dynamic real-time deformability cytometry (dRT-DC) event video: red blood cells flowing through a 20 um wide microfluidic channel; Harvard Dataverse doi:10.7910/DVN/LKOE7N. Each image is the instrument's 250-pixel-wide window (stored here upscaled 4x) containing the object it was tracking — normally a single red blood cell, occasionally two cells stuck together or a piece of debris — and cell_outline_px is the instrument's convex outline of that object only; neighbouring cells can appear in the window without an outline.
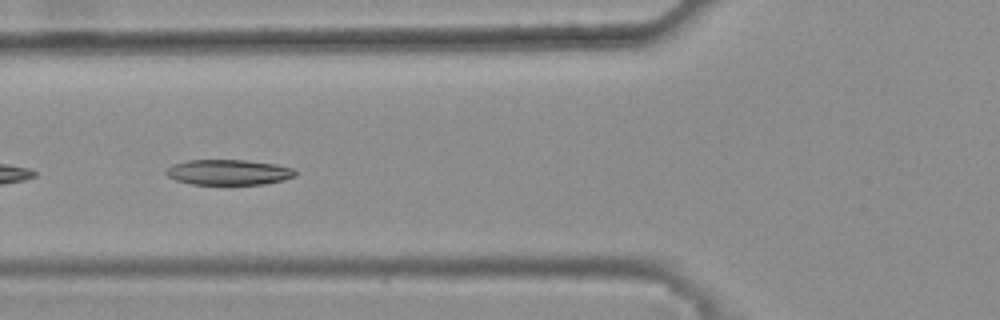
{"species": "common noctule bat (a hibernating species)", "species_latin": "Nyctalus noctula", "temperature_condition": "warm", "stored_images_in_passage": 13, "camera_frame_rate_fps": 3000, "um_per_image_px": 0.085, "animal": {"sex": "female", "body_mass_g": 25.1}, "frame": {"image": 1, "passage_image": 8, "time_ms": 2.333, "image_size_px": [1000, 320], "cell_outline_px": [[296, 176], [284, 180], [264, 184], [192, 184], [176, 180], [168, 176], [164, 172], [172, 164], [188, 160], [248, 160], [276, 164], [292, 168], [296, 172]], "centroid_in_image_um": [19.44, 14.63], "position_along_channel_um": 106.4, "area_um2": 19.13}}
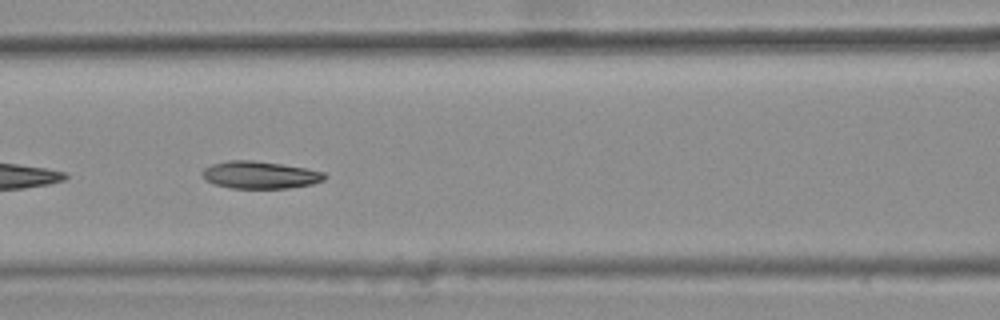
{"frame": {"image": 2, "passage_image": 11, "time_ms": 3.333, "image_size_px": [1000, 320], "cell_outline_px": [[328, 176], [324, 180], [312, 184], [288, 188], [232, 188], [216, 184], [208, 180], [200, 172], [204, 168], [212, 164], [228, 160], [252, 160], [280, 164], [304, 168], [324, 172]], "centroid_in_image_um": [22.12, 14.86], "position_along_channel_um": 144.5, "area_um2": 19.31}}